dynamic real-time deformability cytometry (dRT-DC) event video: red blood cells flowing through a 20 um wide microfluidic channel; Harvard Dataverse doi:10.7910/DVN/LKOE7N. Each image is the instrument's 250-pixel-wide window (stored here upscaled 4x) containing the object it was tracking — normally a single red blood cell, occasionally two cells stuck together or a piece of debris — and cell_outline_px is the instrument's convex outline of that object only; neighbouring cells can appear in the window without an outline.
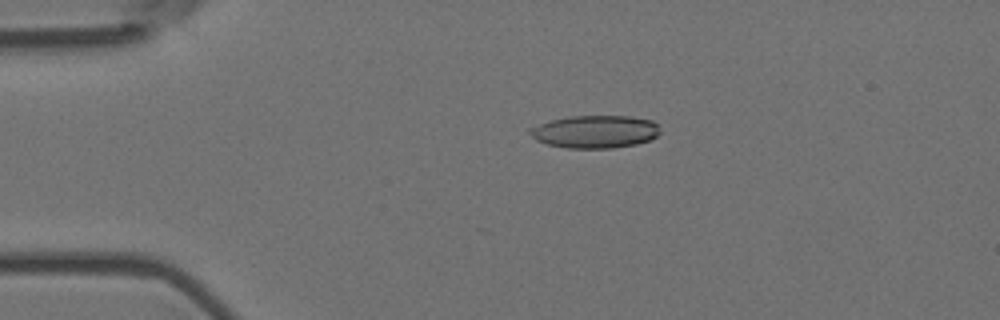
{"species": "Egyptian fruit bat (a non-hibernating species)", "species_latin": "Rousettus aegyptiacus", "temperature_condition": "room temperature", "stored_images_in_passage": 17, "camera_frame_rate_fps": 3000, "um_per_image_px": 0.085, "animal": {"sex": "female"}, "frame": {"image": 1, "passage_image": 12, "time_ms": 3.667, "image_size_px": [1000, 320], "cell_outline_px": [[660, 132], [656, 136], [648, 140], [636, 144], [612, 148], [568, 148], [548, 144], [536, 140], [528, 132], [528, 128], [552, 120], [568, 116], [632, 116], [652, 120], [656, 124]], "centroid_in_image_um": [50.57, 11.19], "position_along_channel_um": 34.4, "area_um2": 24.74}}